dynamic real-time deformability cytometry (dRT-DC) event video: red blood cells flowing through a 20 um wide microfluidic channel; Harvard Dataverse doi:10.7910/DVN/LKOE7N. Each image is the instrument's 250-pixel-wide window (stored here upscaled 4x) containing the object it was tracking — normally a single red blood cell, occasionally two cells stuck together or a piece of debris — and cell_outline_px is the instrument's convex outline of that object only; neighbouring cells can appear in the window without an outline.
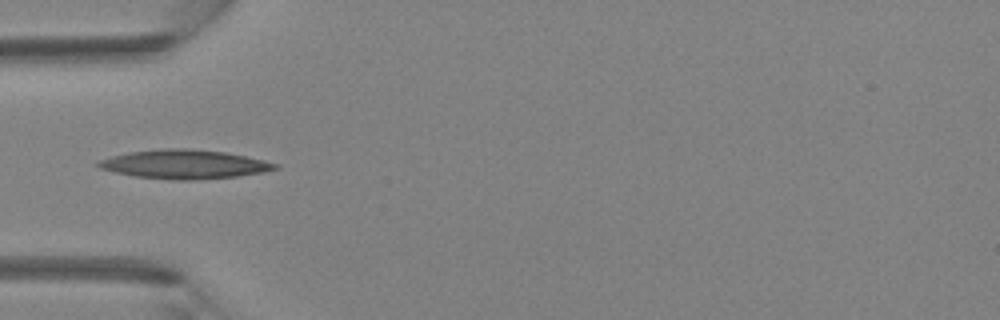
{"species": "Egyptian fruit bat (a non-hibernating species)", "species_latin": "Rousettus aegyptiacus", "temperature_condition": "room temperature", "stored_images_in_passage": 3, "camera_frame_rate_fps": 3000, "um_per_image_px": 0.085, "animal": {"sex": "female"}, "frame": {"image": 1, "passage_image": 3, "time_ms": 0.667, "image_size_px": [1000, 320], "cell_outline_px": [[280, 168], [264, 172], [236, 176], [196, 180], [172, 180], [136, 176], [116, 172], [100, 168], [96, 164], [100, 160], [112, 156], [128, 152], [164, 148], [184, 148], [224, 152], [264, 160], [280, 164]], "centroid_in_image_um": [15.7, 13.96], "position_along_channel_um": 69.3, "area_um2": 29.65}}